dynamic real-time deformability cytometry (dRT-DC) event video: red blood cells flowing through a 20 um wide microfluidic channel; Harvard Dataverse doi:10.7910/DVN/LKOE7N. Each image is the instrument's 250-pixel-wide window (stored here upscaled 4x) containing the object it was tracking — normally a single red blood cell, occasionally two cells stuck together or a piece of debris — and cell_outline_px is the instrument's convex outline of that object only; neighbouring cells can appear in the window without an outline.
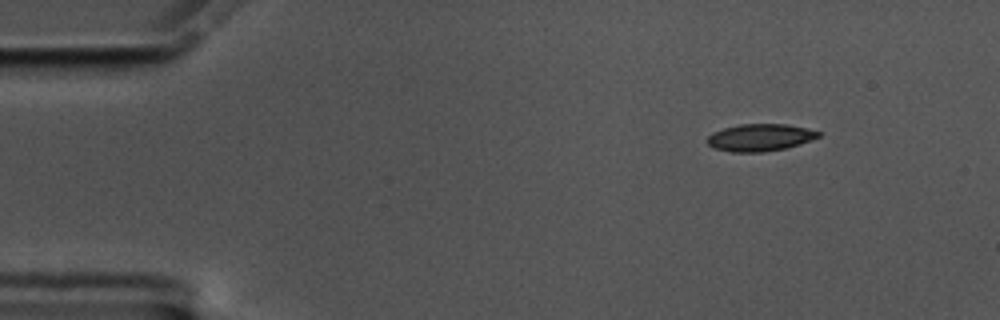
{"species": "common noctule bat (a hibernating species)", "species_latin": "Nyctalus noctula", "temperature_condition": "cold", "stored_images_in_passage": 52, "camera_frame_rate_fps": 3000, "um_per_image_px": 0.085, "animal": {"sex": "male", "body_mass_g": 17.5, "forearm_length_mm": 52.3}, "frame": {"image": 1, "passage_image": 1, "time_ms": 0.0, "image_size_px": [1000, 320], "cell_outline_px": [[820, 136], [784, 148], [760, 152], [732, 152], [716, 148], [708, 144], [704, 140], [712, 132], [724, 128], [740, 124], [788, 124], [808, 128], [820, 132]], "centroid_in_image_um": [64.55, 11.67], "position_along_channel_um": 20.5, "area_um2": 17.4}}
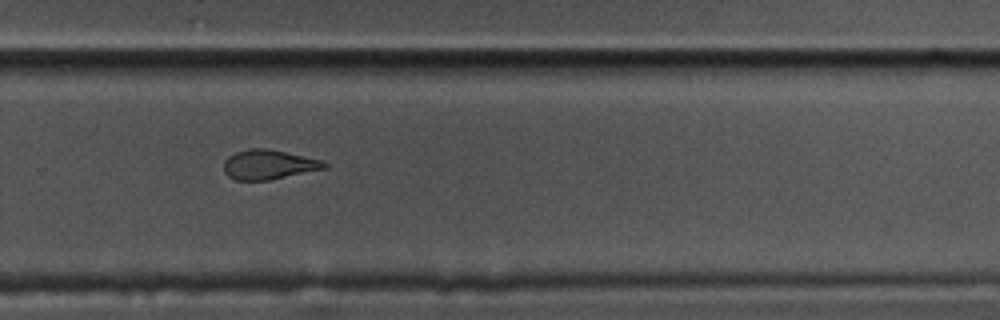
{"frame": {"image": 2, "passage_image": 33, "time_ms": 10.667, "image_size_px": [1000, 320], "cell_outline_px": [[328, 168], [268, 180], [236, 180], [228, 176], [224, 172], [224, 160], [228, 156], [236, 152], [252, 148], [268, 148], [320, 160], [328, 164]], "centroid_in_image_um": [22.82, 13.99], "position_along_channel_um": 307.0, "area_um2": 17.22}}
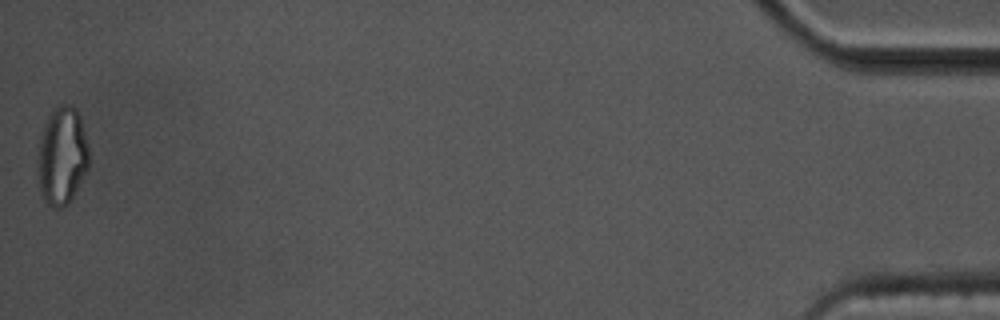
{"frame": {"image": 3, "passage_image": 52, "time_ms": 17.0, "image_size_px": [1000, 320], "cell_outline_px": [[88, 168], [68, 204], [60, 208], [52, 208], [44, 200], [40, 188], [36, 172], [36, 160], [40, 140], [44, 124], [48, 116], [56, 104], [72, 104], [76, 108], [80, 116], [88, 144]], "centroid_in_image_um": [5.25, 13.23], "position_along_channel_um": 430.0, "area_um2": 29.59}, "authors_computed_cell_mechanics": {"area_um2": 18.2648, "velocity_mm_per_s": 3.4546, "shape_relaxation_time_tau1_ms": 6.6621, "shape_relaxation_time_tau2_ms": 2.6486, "deformation_change_tau1": 0.1817, "deformation_change_tau2": 0.0941}}